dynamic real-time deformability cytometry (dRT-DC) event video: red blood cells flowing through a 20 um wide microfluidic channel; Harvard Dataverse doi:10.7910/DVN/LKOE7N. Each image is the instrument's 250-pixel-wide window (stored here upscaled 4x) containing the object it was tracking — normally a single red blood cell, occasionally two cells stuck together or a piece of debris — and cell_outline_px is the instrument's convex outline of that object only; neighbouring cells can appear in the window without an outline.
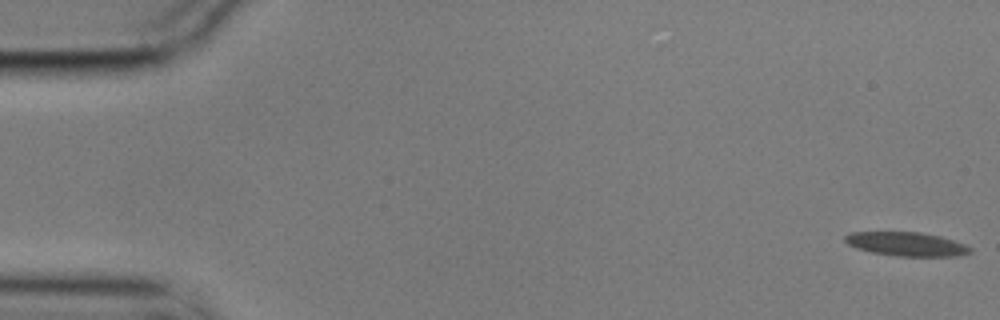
{"species": "common noctule bat (a hibernating species)", "species_latin": "Nyctalus noctula", "temperature_condition": "cold", "stored_images_in_passage": 57, "camera_frame_rate_fps": 3000, "um_per_image_px": 0.085, "animal": {"sex": "male", "body_mass_g": 17.9}, "frame": {"image": 1, "passage_image": 1, "time_ms": 0.0, "image_size_px": [1000, 320], "cell_outline_px": [[972, 252], [956, 256], [896, 256], [872, 252], [856, 248], [848, 244], [844, 240], [844, 236], [848, 232], [920, 232], [940, 236], [964, 244], [972, 248]], "centroid_in_image_um": [77.03, 20.74], "position_along_channel_um": 8.0, "area_um2": 17.4}}
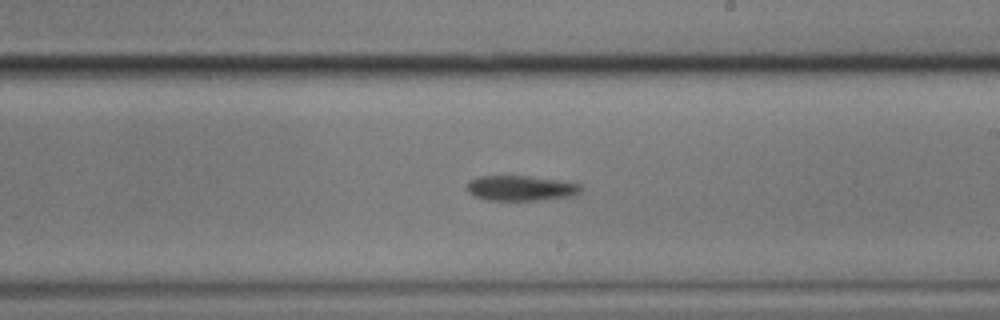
{"frame": {"image": 2, "passage_image": 33, "time_ms": 10.667, "image_size_px": [1000, 320], "cell_outline_px": [[580, 192], [572, 196], [536, 200], [484, 200], [468, 192], [464, 188], [468, 180], [480, 176], [528, 176], [564, 180], [580, 184]], "centroid_in_image_um": [44.22, 15.98], "position_along_channel_um": 244.8, "area_um2": 16.88}}
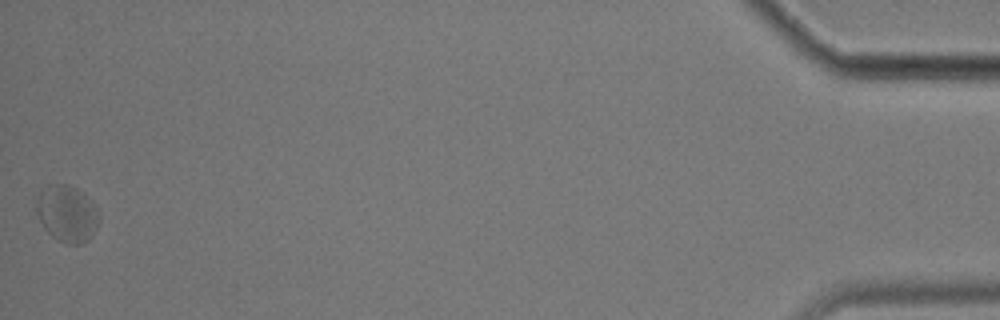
{"frame": {"image": 3, "passage_image": 57, "time_ms": 18.667, "image_size_px": [1000, 320], "cell_outline_px": [[100, 220], [92, 236], [88, 240], [80, 244], [68, 244], [56, 240], [44, 228], [36, 212], [36, 196], [48, 184], [64, 184], [76, 188], [84, 192], [92, 200], [100, 212]], "centroid_in_image_um": [5.72, 18.15], "position_along_channel_um": 429.5, "area_um2": 21.1}}